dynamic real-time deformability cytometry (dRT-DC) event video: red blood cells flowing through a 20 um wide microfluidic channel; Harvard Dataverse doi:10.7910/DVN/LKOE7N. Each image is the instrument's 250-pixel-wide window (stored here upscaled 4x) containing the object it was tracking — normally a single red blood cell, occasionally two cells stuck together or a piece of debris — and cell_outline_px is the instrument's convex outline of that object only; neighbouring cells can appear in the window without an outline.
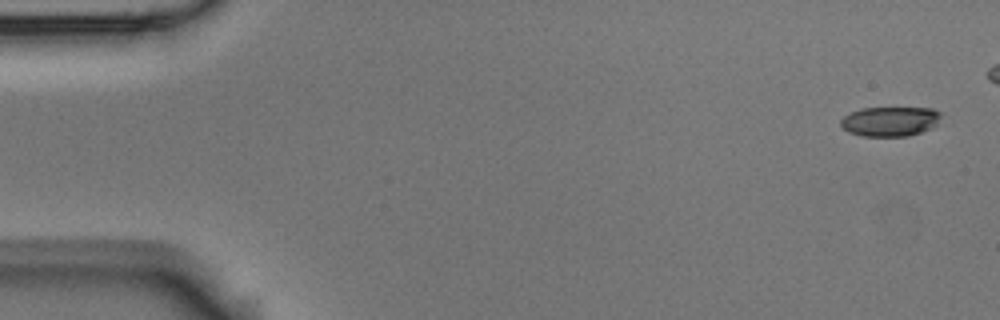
{"species": "Egyptian fruit bat (a non-hibernating species)", "species_latin": "Rousettus aegyptiacus", "temperature_condition": "room temperature", "stored_images_in_passage": 6, "camera_frame_rate_fps": 3000, "um_per_image_px": 0.085, "animal": {"sex": "male"}, "frame": {"image": 1, "passage_image": 1, "time_ms": 0.0, "image_size_px": [1000, 320], "cell_outline_px": [[940, 116], [936, 124], [932, 128], [908, 136], [864, 136], [848, 132], [840, 124], [840, 120], [844, 116], [860, 108], [932, 108], [940, 112]], "centroid_in_image_um": [75.64, 10.31], "position_along_channel_um": 9.4, "area_um2": 17.22}}